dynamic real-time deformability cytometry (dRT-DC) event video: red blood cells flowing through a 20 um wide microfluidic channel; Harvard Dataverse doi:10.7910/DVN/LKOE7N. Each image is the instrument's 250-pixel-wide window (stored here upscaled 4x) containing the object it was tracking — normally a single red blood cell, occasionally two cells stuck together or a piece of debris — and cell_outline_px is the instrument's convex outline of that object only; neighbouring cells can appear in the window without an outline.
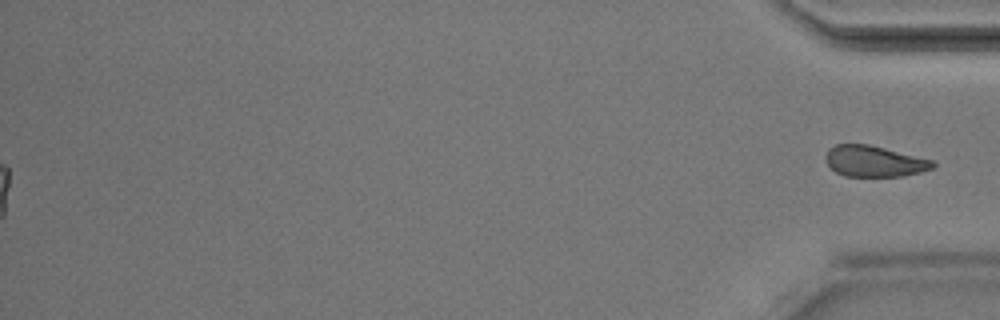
{"species": "Egyptian fruit bat (a non-hibernating species)", "species_latin": "Rousettus aegyptiacus", "temperature_condition": "room temperature", "stored_images_in_passage": 43, "segment_of_instrument_passage": [2, 2], "camera_frame_rate_fps": 3000, "um_per_image_px": 0.085, "animal": {"sex": "male"}, "frame": {"image": 1, "passage_image": 43, "time_ms": 14.0, "image_size_px": [1000, 320], "cell_outline_px": [[936, 164], [932, 168], [920, 172], [900, 176], [844, 176], [836, 172], [828, 164], [824, 156], [828, 148], [836, 144], [868, 144], [936, 160]], "centroid_in_image_um": [74.32, 13.69], "position_along_channel_um": 360.9, "area_um2": 19.48}}